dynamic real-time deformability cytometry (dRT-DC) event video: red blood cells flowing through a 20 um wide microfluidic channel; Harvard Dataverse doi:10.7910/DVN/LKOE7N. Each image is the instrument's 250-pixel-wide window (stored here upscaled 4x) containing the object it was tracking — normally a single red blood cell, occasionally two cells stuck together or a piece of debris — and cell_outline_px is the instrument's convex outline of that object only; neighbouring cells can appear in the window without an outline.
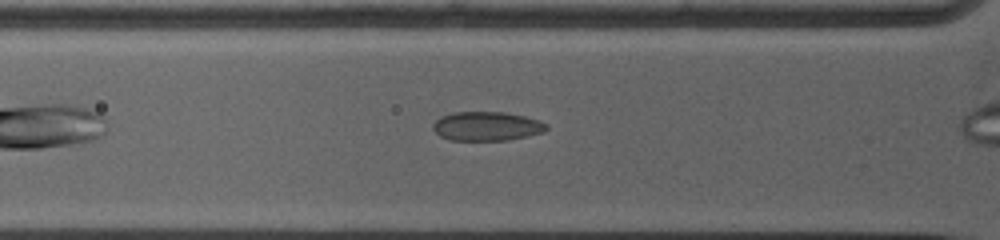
{"species": "common noctule bat (a hibernating species)", "species_latin": "Nyctalus noctula", "temperature_condition": "warm", "stored_images_in_passage": 21, "camera_frame_rate_fps": 5000, "um_per_image_px": 0.085, "animal": {"sex": "female", "body_mass_g": 19.0, "forearm_length_mm": 53.3}, "frame": {"image": 1, "passage_image": 7, "time_ms": 2.2, "image_size_px": [1000, 240], "cell_outline_px": [[548, 128], [544, 132], [528, 136], [508, 140], [448, 140], [440, 136], [432, 128], [432, 124], [440, 116], [456, 112], [504, 112], [524, 116], [548, 124]], "centroid_in_image_um": [41.36, 10.73], "position_along_channel_um": 84.4, "area_um2": 19.25}}
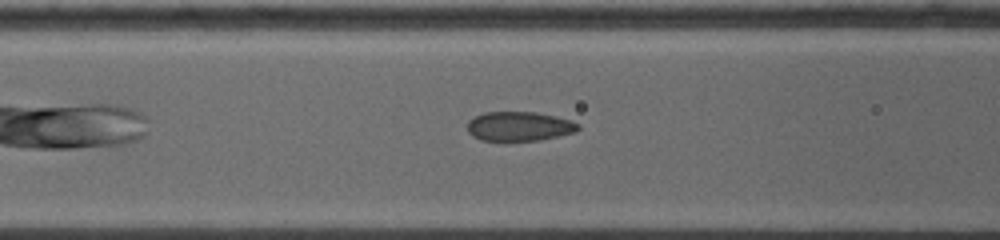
{"frame": {"image": 2, "passage_image": 10, "time_ms": 3.2, "image_size_px": [1000, 240], "cell_outline_px": [[580, 128], [576, 132], [540, 140], [508, 144], [504, 144], [480, 140], [472, 136], [468, 132], [468, 120], [484, 112], [536, 112], [556, 116], [572, 120], [580, 124]], "centroid_in_image_um": [44.12, 10.79], "position_along_channel_um": 122.5, "area_um2": 19.94}}